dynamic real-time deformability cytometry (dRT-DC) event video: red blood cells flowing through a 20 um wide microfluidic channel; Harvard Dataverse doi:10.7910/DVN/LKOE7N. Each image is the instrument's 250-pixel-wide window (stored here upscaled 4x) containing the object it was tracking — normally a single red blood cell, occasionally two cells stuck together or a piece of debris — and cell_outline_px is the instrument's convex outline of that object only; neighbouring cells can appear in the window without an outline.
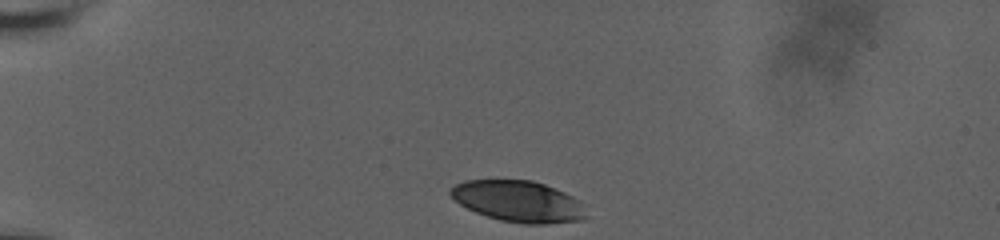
{"species": "human", "species_latin": "Homo sapiens", "temperature_condition": "room temperature", "stored_images_in_passage": 19, "camera_frame_rate_fps": 3000, "um_per_image_px": 0.085, "donor": {"sex": "male"}, "frame": {"image": 1, "passage_image": 1, "time_ms": 0.0, "image_size_px": [1000, 240], "cell_outline_px": [[588, 216], [584, 220], [548, 224], [524, 224], [500, 220], [476, 212], [460, 204], [448, 192], [456, 184], [464, 180], [532, 180], [544, 184], [564, 192], [580, 200]], "centroid_in_image_um": [44.1, 17.12], "position_along_channel_um": 40.9, "area_um2": 32.6}}
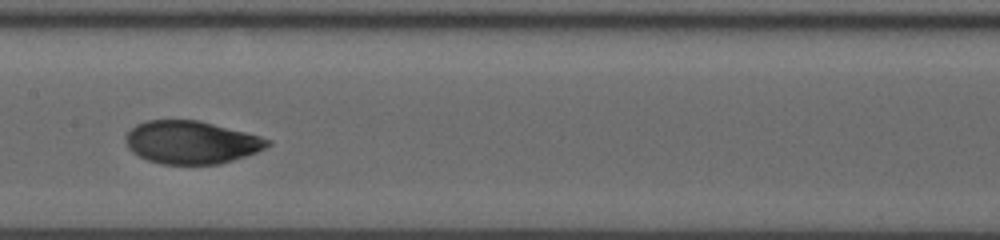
{"frame": {"image": 2, "passage_image": 6, "time_ms": 5.667, "image_size_px": [1000, 240], "cell_outline_px": [[272, 144], [256, 152], [220, 164], [160, 164], [148, 160], [132, 152], [128, 148], [128, 132], [136, 124], [148, 120], [196, 120], [260, 136], [272, 140]], "centroid_in_image_um": [16.27, 12.1], "position_along_channel_um": 191.1, "area_um2": 34.97}}
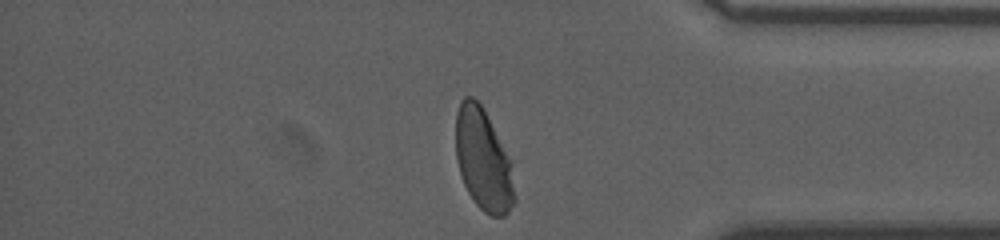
{"frame": {"image": 3, "passage_image": 19, "time_ms": 11.667, "image_size_px": [1000, 240], "cell_outline_px": [[516, 200], [508, 212], [504, 216], [492, 216], [484, 212], [476, 204], [468, 192], [464, 184], [456, 160], [456, 112], [460, 100], [464, 96], [472, 96], [480, 104], [508, 160], [516, 196]], "centroid_in_image_um": [41.03, 13.63], "position_along_channel_um": 394.2, "area_um2": 33.81}, "authors_computed_cell_mechanics": {"area_um2": 35.3736, "velocity_mm_per_s": 3.6154, "shape_relaxation_time_tau1_ms": 3.2988, "shape_relaxation_time_tau2_ms": null, "deformation_change_tau1": 0.1217, "deformation_change_tau2": null}}